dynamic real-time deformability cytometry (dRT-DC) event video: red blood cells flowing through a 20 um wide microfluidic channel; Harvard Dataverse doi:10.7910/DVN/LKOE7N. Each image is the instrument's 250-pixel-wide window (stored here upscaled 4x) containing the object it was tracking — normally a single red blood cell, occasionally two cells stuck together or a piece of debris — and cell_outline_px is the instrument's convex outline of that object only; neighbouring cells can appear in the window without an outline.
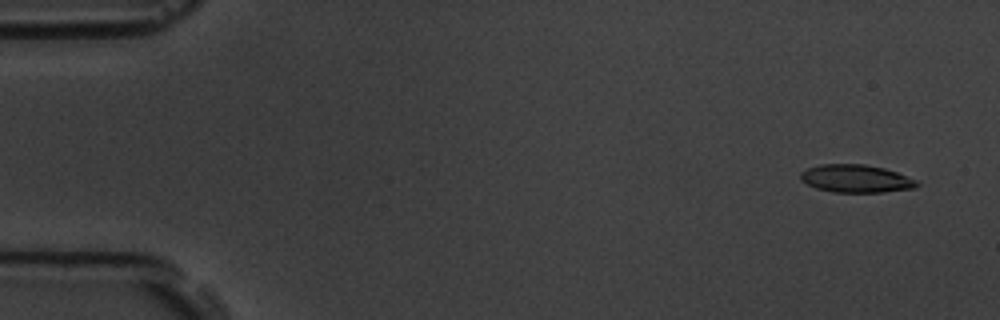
{"species": "common noctule bat (a hibernating species)", "species_latin": "Nyctalus noctula", "temperature_condition": "room temperature", "stored_images_in_passage": 5, "segment_of_instrument_passage": [1, 2], "camera_frame_rate_fps": 3000, "um_per_image_px": 0.085, "animal": {"sex": "male", "body_mass_g": 19.5, "forearm_length_mm": 54.6}, "frame": {"image": 1, "passage_image": 1, "time_ms": 0.0, "image_size_px": [1000, 320], "cell_outline_px": [[920, 184], [916, 188], [880, 192], [832, 192], [816, 188], [800, 180], [800, 172], [808, 168], [820, 164], [864, 164], [884, 168], [896, 172], [916, 180]], "centroid_in_image_um": [72.74, 15.18], "position_along_channel_um": 12.3, "area_um2": 18.84}}